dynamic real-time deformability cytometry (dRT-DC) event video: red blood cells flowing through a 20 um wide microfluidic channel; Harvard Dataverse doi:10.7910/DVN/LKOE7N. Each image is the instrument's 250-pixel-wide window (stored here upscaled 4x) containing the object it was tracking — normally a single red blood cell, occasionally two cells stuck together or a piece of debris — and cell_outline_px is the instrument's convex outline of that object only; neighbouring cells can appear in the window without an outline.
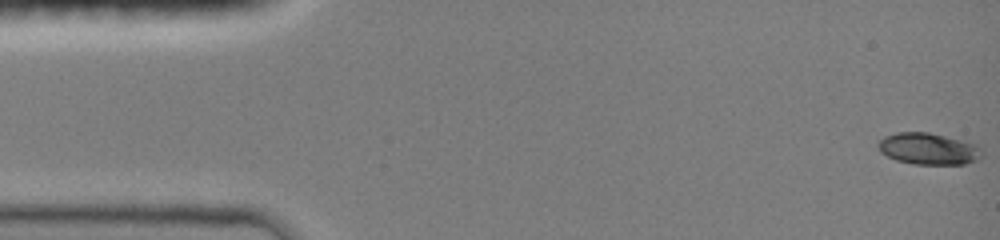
{"species": "common noctule bat (a hibernating species)", "species_latin": "Nyctalus noctula", "temperature_condition": "room temperature", "stored_images_in_passage": 48, "camera_frame_rate_fps": 3000, "um_per_image_px": 0.085, "animal": {"sex": "female", "body_mass_g": 19.0, "forearm_length_mm": 51.5}, "frame": {"image": 1, "passage_image": 1, "time_ms": 0.0, "image_size_px": [1000, 240], "cell_outline_px": [[984, 152], [976, 160], [964, 164], [912, 164], [896, 160], [880, 152], [876, 144], [884, 136], [896, 132], [928, 132], [976, 144]], "centroid_in_image_um": [78.88, 12.64], "position_along_channel_um": 6.1, "area_um2": 19.07}}
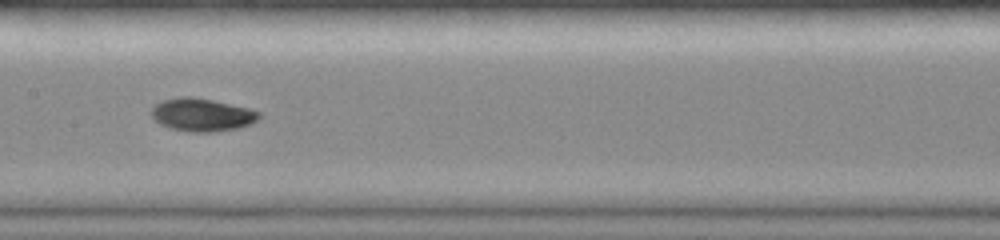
{"frame": {"image": 2, "passage_image": 24, "time_ms": 7.667, "image_size_px": [1000, 240], "cell_outline_px": [[260, 116], [252, 124], [240, 128], [216, 132], [188, 132], [172, 128], [160, 124], [152, 116], [152, 108], [156, 104], [164, 100], [180, 96], [192, 96], [212, 100], [248, 108], [260, 112]], "centroid_in_image_um": [17.19, 9.76], "position_along_channel_um": 190.2, "area_um2": 20.63}}
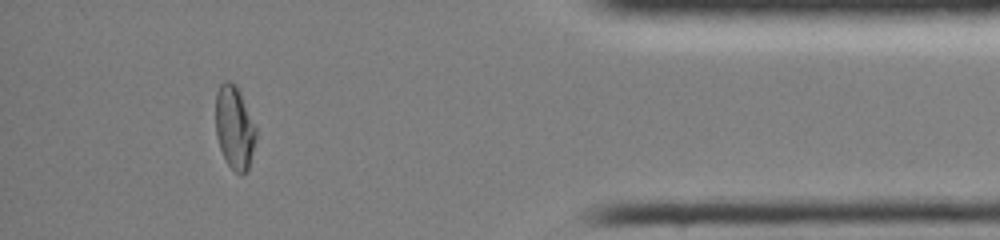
{"frame": {"image": 3, "passage_image": 43, "time_ms": 14.0, "image_size_px": [1000, 240], "cell_outline_px": [[256, 136], [248, 172], [240, 176], [228, 164], [220, 148], [216, 136], [216, 92], [220, 84], [224, 80], [228, 80], [236, 84], [240, 92], [256, 128]], "centroid_in_image_um": [19.93, 10.84], "position_along_channel_um": 415.3, "area_um2": 19.59}, "authors_computed_cell_mechanics": {"area_um2": 19.5364, "velocity_mm_per_s": 4.0552, "shape_relaxation_time_tau1_ms": 5.7226, "shape_relaxation_time_tau2_ms": 3.8999, "deformation_change_tau1": 0.2068, "deformation_change_tau2": 0.0517}}